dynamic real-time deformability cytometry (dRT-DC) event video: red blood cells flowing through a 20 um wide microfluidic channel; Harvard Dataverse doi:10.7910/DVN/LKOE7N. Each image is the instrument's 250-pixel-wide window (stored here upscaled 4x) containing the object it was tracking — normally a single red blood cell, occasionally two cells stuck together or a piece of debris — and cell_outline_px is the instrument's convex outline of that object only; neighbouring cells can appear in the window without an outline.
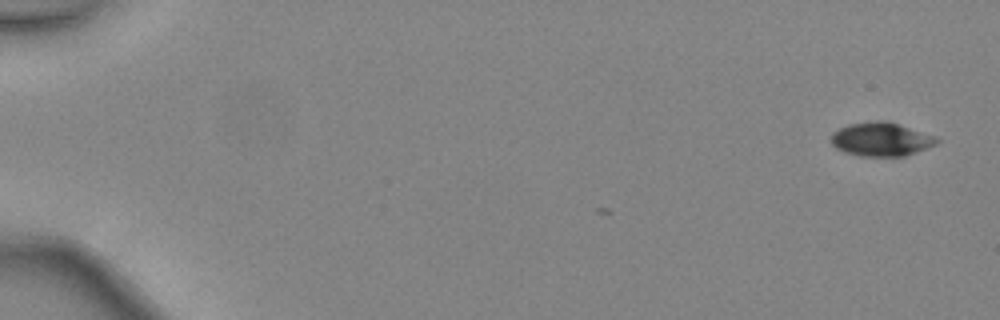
{"species": "common noctule bat (a hibernating species)", "species_latin": "Nyctalus noctula", "temperature_condition": "warm", "stored_images_in_passage": 2, "camera_frame_rate_fps": 3000, "um_per_image_px": 0.085, "animal": {"sex": "female", "body_mass_g": 24.6, "forearm_length_mm": 56.2}, "frame": {"image": 1, "passage_image": 2, "time_ms": 0.333, "image_size_px": [1000, 320], "cell_outline_px": [[940, 140], [936, 144], [916, 152], [904, 156], [860, 156], [844, 152], [836, 148], [832, 144], [832, 132], [848, 124], [876, 120], [888, 120], [936, 136]], "centroid_in_image_um": [74.9, 11.82], "position_along_channel_um": 10.1, "area_um2": 20.87}}